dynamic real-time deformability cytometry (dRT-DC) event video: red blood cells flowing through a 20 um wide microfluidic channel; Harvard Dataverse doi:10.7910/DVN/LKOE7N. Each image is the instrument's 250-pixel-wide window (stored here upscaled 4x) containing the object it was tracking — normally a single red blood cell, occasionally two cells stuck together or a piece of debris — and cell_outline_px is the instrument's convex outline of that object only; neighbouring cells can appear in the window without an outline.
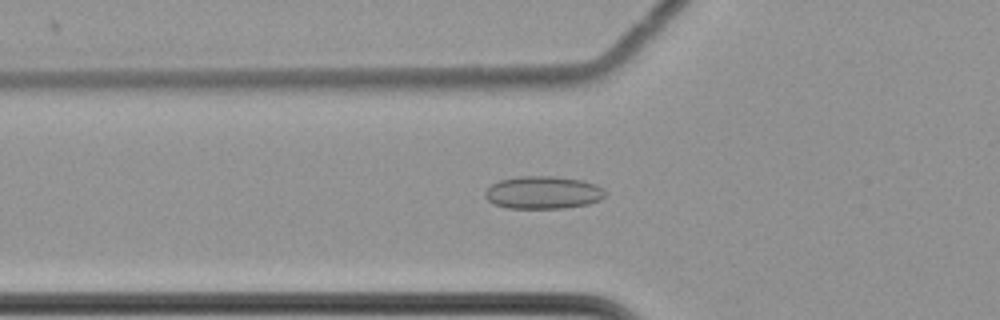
{"species": "common noctule bat (a hibernating species)", "species_latin": "Nyctalus noctula", "temperature_condition": "cold", "stored_images_in_passage": 62, "camera_frame_rate_fps": 3000, "um_per_image_px": 0.085, "animal": {"sex": "female", "body_mass_g": 22.7, "forearm_length_mm": 54.2}, "frame": {"image": 1, "passage_image": 24, "time_ms": 7.667, "image_size_px": [1000, 320], "cell_outline_px": [[604, 196], [600, 200], [588, 204], [564, 208], [508, 208], [492, 204], [484, 196], [484, 192], [492, 184], [500, 180], [516, 176], [556, 176], [584, 180], [596, 184], [604, 188]], "centroid_in_image_um": [46.16, 16.36], "position_along_channel_um": 79.6, "area_um2": 23.12}}
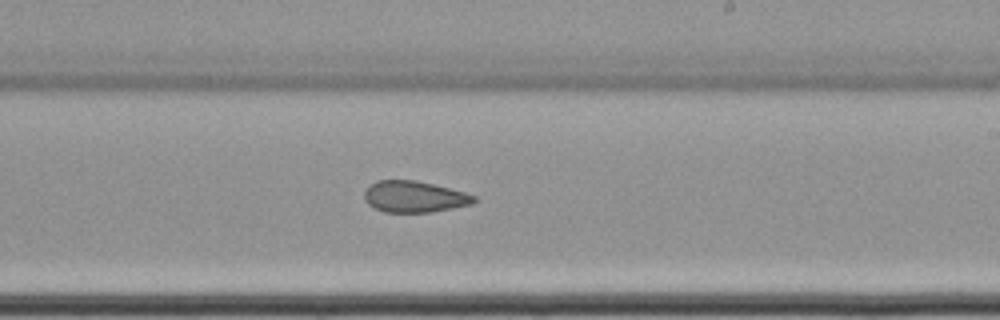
{"frame": {"image": 2, "passage_image": 39, "time_ms": 12.667, "image_size_px": [1000, 320], "cell_outline_px": [[476, 200], [472, 204], [452, 208], [428, 212], [384, 212], [368, 204], [364, 200], [364, 192], [376, 180], [416, 180], [464, 192], [476, 196]], "centroid_in_image_um": [35.2, 16.72], "position_along_channel_um": 253.8, "area_um2": 19.83}}
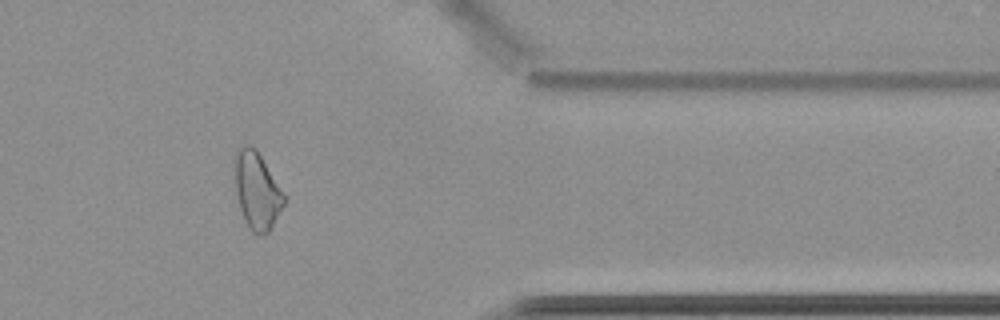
{"frame": {"image": 3, "passage_image": 52, "time_ms": 17.0, "image_size_px": [1000, 320], "cell_outline_px": [[288, 196], [284, 204], [268, 232], [256, 236], [248, 228], [240, 208], [236, 192], [232, 164], [232, 156], [244, 144], [248, 144], [256, 148]], "centroid_in_image_um": [21.83, 16.14], "position_along_channel_um": 389.6, "area_um2": 22.83}, "authors_computed_cell_mechanics": {"area_um2": 23.4668, "velocity_mm_per_s": 3.488, "shape_relaxation_time_tau1_ms": null, "shape_relaxation_time_tau2_ms": 3.8918, "deformation_change_tau1": null, "deformation_change_tau2": 0.1014}}